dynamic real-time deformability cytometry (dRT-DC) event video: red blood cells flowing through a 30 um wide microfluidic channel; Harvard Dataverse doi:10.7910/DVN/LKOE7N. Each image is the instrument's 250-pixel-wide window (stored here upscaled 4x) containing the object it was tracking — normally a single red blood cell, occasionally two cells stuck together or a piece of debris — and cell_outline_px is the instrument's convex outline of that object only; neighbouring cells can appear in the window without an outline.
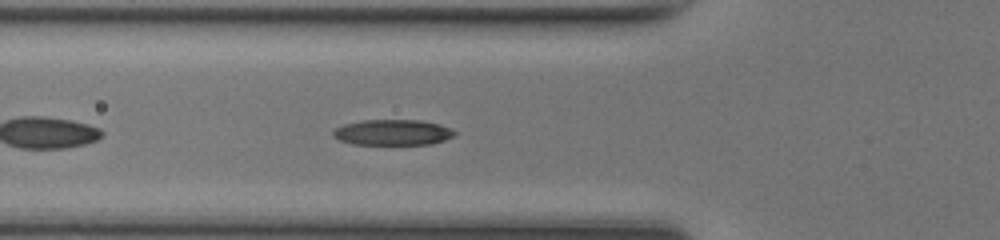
{"species": "common noctule bat (a hibernating species)", "species_latin": "Nyctalus noctula", "temperature_condition": "room temperature", "stored_images_in_passage": 37, "camera_frame_rate_fps": 3000, "um_per_image_px": 0.085, "animal": {"sex": "female", "body_mass_g": 17.0, "forearm_length_mm": 48.0}, "frame": {"image": 1, "passage_image": 5, "time_ms": 1.333, "image_size_px": [1000, 240], "cell_outline_px": [[456, 136], [432, 144], [352, 144], [340, 140], [332, 136], [332, 132], [336, 128], [344, 124], [364, 120], [420, 120], [440, 124], [452, 128], [456, 132]], "centroid_in_image_um": [33.42, 11.25], "position_along_channel_um": 92.4, "area_um2": 18.26}}
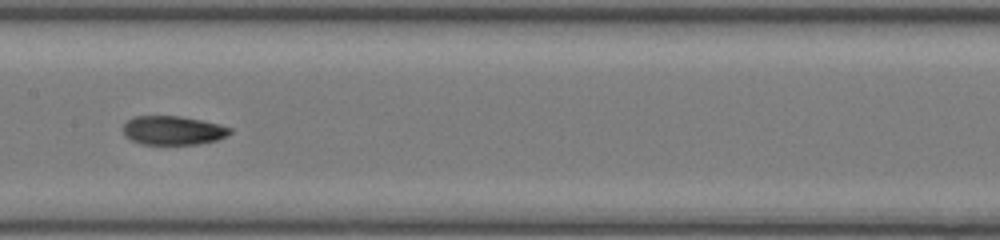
{"frame": {"image": 2, "passage_image": 12, "time_ms": 3.667, "image_size_px": [1000, 240], "cell_outline_px": [[232, 132], [216, 140], [196, 144], [140, 144], [124, 136], [124, 124], [132, 116], [180, 116], [220, 124], [232, 128]], "centroid_in_image_um": [14.69, 11.08], "position_along_channel_um": 192.7, "area_um2": 17.92}}
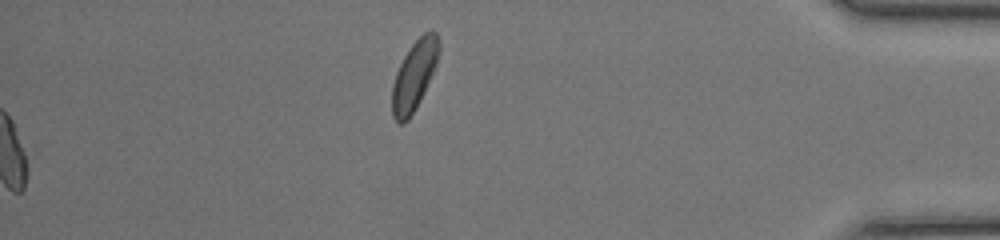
{"frame": {"image": 3, "passage_image": 37, "time_ms": 12.0, "image_size_px": [1000, 240], "cell_outline_px": [[440, 48], [436, 64], [420, 100], [416, 108], [408, 120], [404, 124], [400, 124], [392, 116], [392, 84], [396, 72], [404, 56], [412, 44], [424, 32], [432, 28], [436, 32], [440, 44]], "centroid_in_image_um": [35.21, 6.4], "position_along_channel_um": 400.0, "area_um2": 18.9}, "authors_computed_cell_mechanics": {"area_um2": 18.0336, "velocity_mm_per_s": 4.2859, "shape_relaxation_time_tau1_ms": 4.3779, "shape_relaxation_time_tau2_ms": 2.6319, "deformation_change_tau1": 0.1756, "deformation_change_tau2": 0.0767}}